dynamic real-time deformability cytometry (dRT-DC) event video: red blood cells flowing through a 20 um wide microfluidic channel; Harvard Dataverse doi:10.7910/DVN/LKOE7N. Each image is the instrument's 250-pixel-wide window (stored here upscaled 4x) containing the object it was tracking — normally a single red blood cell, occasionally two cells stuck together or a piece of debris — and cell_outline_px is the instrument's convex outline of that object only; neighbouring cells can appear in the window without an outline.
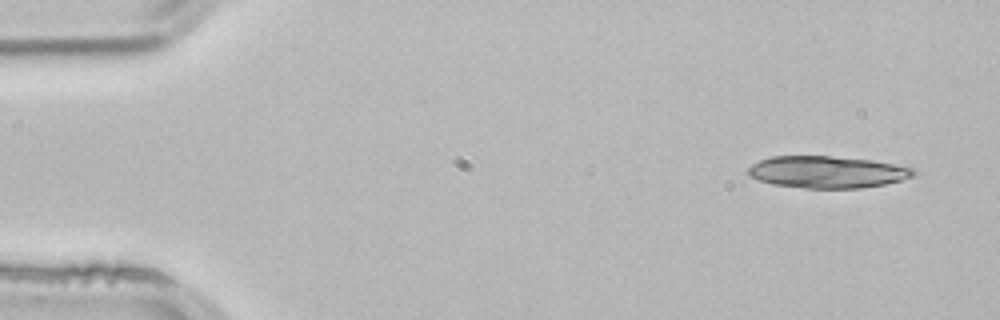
{"species": "common noctule bat (a hibernating species)", "species_latin": "Nyctalus noctula", "temperature_condition": "room temperature", "stored_images_in_passage": 3, "camera_frame_rate_fps": 3000, "um_per_image_px": 0.085, "animal": {"sex": "male", "body_mass_g": 21.5, "forearm_length_mm": 52.0}, "frame": {"image": 1, "passage_image": 1, "time_ms": 0.0, "image_size_px": [1000, 320], "cell_outline_px": [[916, 172], [912, 176], [900, 180], [884, 184], [860, 188], [804, 188], [772, 184], [756, 180], [748, 176], [748, 168], [752, 164], [760, 160], [772, 156], [828, 156], [872, 160], [912, 168]], "centroid_in_image_um": [70.24, 14.62], "position_along_channel_um": 14.8, "area_um2": 30.63}}